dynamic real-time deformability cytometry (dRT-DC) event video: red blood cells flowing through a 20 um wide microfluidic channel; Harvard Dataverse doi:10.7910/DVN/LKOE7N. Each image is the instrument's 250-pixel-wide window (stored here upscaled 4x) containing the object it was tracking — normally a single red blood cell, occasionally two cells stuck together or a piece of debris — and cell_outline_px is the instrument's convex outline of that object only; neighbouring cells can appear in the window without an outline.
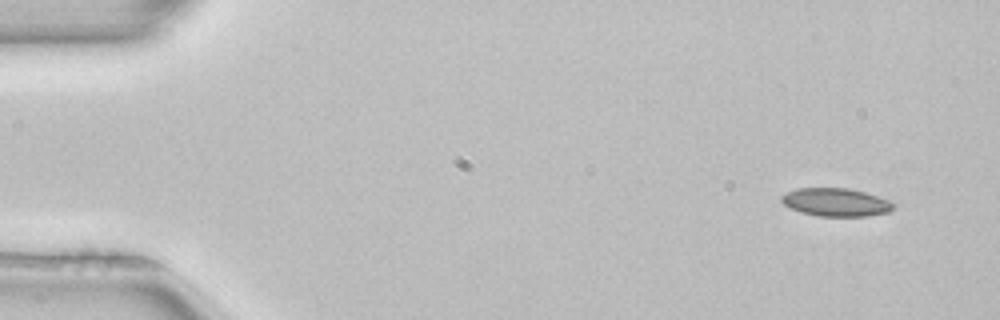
{"species": "common noctule bat (a hibernating species)", "species_latin": "Nyctalus noctula", "temperature_condition": "room temperature", "stored_images_in_passage": 5, "camera_frame_rate_fps": 3000, "um_per_image_px": 0.085, "animal": {"sex": "female", "body_mass_g": 22.7, "forearm_length_mm": 54.2}, "frame": {"image": 1, "passage_image": 1, "time_ms": 0.0, "image_size_px": [1000, 320], "cell_outline_px": [[896, 204], [888, 212], [868, 216], [820, 216], [800, 212], [784, 204], [780, 200], [780, 196], [796, 188], [848, 188], [864, 192], [888, 200]], "centroid_in_image_um": [71.03, 17.19], "position_along_channel_um": 14.0, "area_um2": 18.21}}
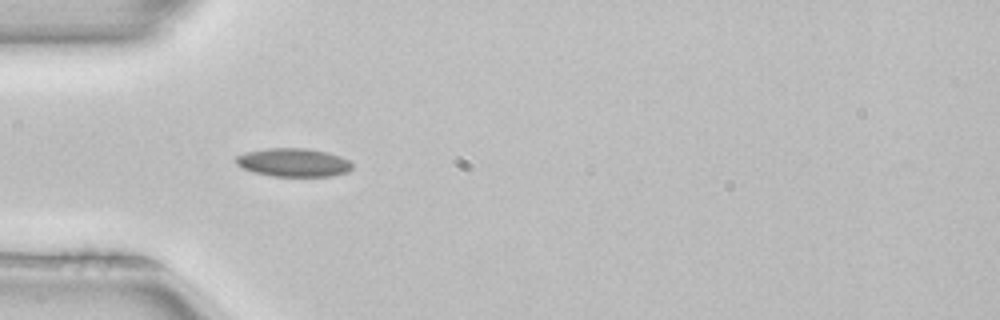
{"frame": {"image": 2, "passage_image": 4, "time_ms": 1.0, "image_size_px": [1000, 320], "cell_outline_px": [[352, 168], [348, 172], [332, 176], [272, 176], [252, 172], [236, 164], [236, 156], [244, 152], [268, 148], [308, 148], [328, 152], [340, 156], [348, 160], [352, 164]], "centroid_in_image_um": [24.94, 13.81], "position_along_channel_um": 60.1, "area_um2": 19.36}}